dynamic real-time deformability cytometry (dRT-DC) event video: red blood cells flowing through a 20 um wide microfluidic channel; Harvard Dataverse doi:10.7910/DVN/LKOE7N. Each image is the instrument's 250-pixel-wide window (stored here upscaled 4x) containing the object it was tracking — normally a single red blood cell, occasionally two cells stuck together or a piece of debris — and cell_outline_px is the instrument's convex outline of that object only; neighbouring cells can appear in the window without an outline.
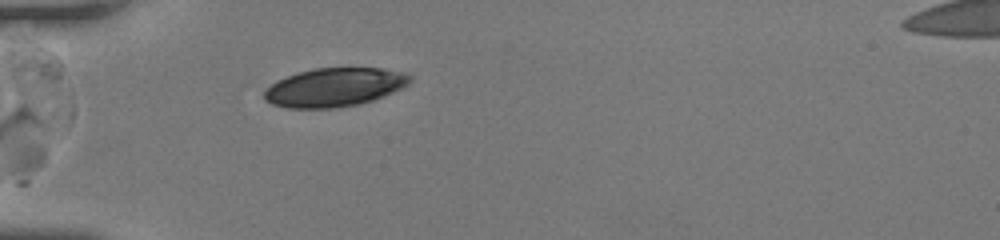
{"species": "human", "species_latin": "Homo sapiens", "temperature_condition": "room temperature", "stored_images_in_passage": 29, "camera_frame_rate_fps": 3000, "um_per_image_px": 0.085, "donor": {"sex": "female"}, "frame": {"image": 1, "passage_image": 1, "time_ms": 0.0, "image_size_px": [1000, 240], "cell_outline_px": [[412, 80], [408, 84], [384, 96], [360, 104], [336, 108], [288, 108], [272, 104], [264, 100], [264, 92], [276, 80], [296, 72], [312, 68], [380, 68], [400, 72], [412, 76]], "centroid_in_image_um": [28.39, 7.42], "position_along_channel_um": 56.6, "area_um2": 32.83}}
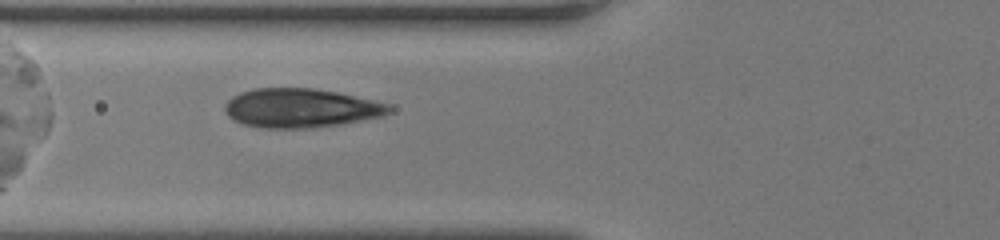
{"frame": {"image": 2, "passage_image": 5, "time_ms": 1.333, "image_size_px": [1000, 240], "cell_outline_px": [[392, 112], [384, 116], [340, 124], [312, 128], [264, 128], [244, 124], [232, 120], [224, 112], [224, 104], [232, 96], [240, 92], [252, 88], [312, 88], [336, 92], [372, 100], [388, 104], [392, 108]], "centroid_in_image_um": [25.53, 9.19], "position_along_channel_um": 100.3, "area_um2": 37.51}}
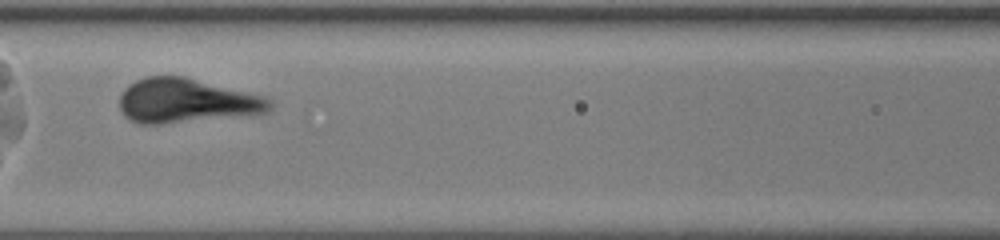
{"frame": {"image": 3, "passage_image": 9, "time_ms": 2.667, "image_size_px": [1000, 240], "cell_outline_px": [[272, 108], [268, 112], [252, 116], [160, 124], [136, 124], [128, 120], [124, 116], [120, 108], [120, 96], [124, 88], [128, 84], [136, 80], [148, 76], [184, 76], [264, 96], [272, 100]], "centroid_in_image_um": [15.86, 8.59], "position_along_channel_um": 150.7, "area_um2": 39.54}}